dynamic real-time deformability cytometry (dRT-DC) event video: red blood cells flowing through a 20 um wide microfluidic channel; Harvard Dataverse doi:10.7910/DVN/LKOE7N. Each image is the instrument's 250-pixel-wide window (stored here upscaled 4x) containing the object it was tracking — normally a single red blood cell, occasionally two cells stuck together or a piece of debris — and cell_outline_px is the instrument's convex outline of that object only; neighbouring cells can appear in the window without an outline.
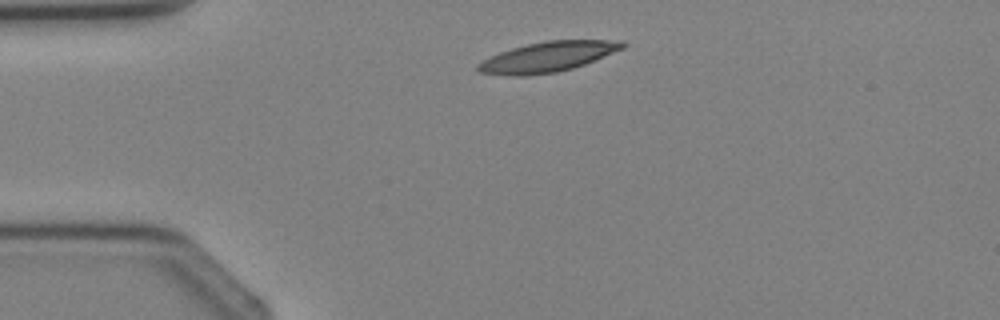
{"species": "Egyptian fruit bat (a non-hibernating species)", "species_latin": "Rousettus aegyptiacus", "temperature_condition": "cold", "stored_images_in_passage": 2, "camera_frame_rate_fps": 3000, "um_per_image_px": 0.085, "animal": {"sex": "female"}, "frame": {"image": 1, "passage_image": 1, "time_ms": 0.0, "image_size_px": [1000, 320], "cell_outline_px": [[628, 44], [624, 48], [584, 64], [572, 68], [556, 72], [524, 76], [512, 76], [480, 72], [476, 68], [476, 64], [500, 52], [512, 48], [528, 44], [548, 40], [624, 40]], "centroid_in_image_um": [46.58, 4.83], "position_along_channel_um": 38.4, "area_um2": 25.2}}